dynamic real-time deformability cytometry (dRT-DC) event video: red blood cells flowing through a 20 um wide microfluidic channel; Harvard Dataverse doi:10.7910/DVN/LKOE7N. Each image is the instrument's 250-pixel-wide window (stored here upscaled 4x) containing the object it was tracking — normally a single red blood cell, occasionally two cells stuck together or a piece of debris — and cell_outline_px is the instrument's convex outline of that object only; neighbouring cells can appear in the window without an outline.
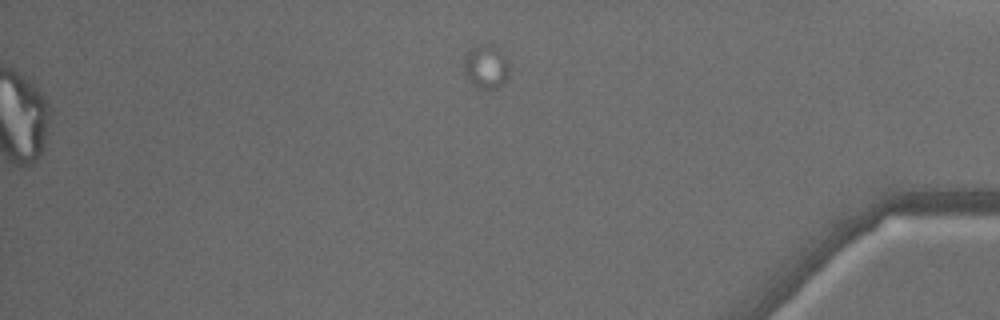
{"species": "common noctule bat (a hibernating species)", "species_latin": "Nyctalus noctula", "temperature_condition": "warm", "stored_images_in_passage": 48, "camera_frame_rate_fps": 3000, "um_per_image_px": 0.085, "animal": {"sex": "male", "body_mass_g": 18.8}, "frame": {"image": 1, "passage_image": 48, "time_ms": 15.667, "image_size_px": [1000, 320], "cell_outline_px": [[508, 76], [496, 88], [480, 88], [472, 84], [468, 80], [464, 68], [464, 56], [468, 52], [480, 44], [492, 44], [500, 48], [504, 52], [508, 60]], "centroid_in_image_um": [41.33, 5.62], "position_along_channel_um": 393.9, "area_um2": 11.5}}